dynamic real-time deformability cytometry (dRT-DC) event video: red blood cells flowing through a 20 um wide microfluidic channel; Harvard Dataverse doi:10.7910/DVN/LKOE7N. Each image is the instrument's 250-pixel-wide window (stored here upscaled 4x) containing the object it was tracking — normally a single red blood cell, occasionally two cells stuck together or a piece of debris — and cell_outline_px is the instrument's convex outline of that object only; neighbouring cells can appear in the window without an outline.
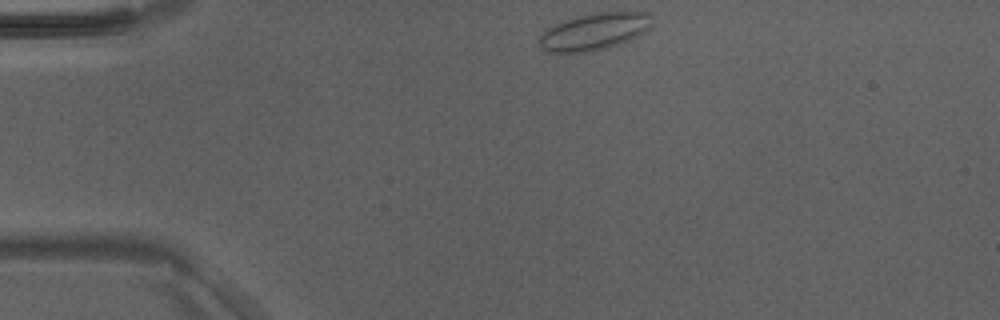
{"species": "Egyptian fruit bat (a non-hibernating species)", "species_latin": "Rousettus aegyptiacus", "temperature_condition": "room temperature", "stored_images_in_passage": 39, "camera_frame_rate_fps": 3000, "um_per_image_px": 0.085, "animal": {"sex": "male"}, "frame": {"image": 1, "passage_image": 1, "time_ms": 0.0, "image_size_px": [1000, 320], "cell_outline_px": [[652, 28], [640, 36], [620, 44], [588, 52], [564, 56], [556, 56], [540, 48], [536, 44], [536, 40], [548, 28], [560, 20], [592, 12], [648, 12], [652, 16]], "centroid_in_image_um": [50.45, 2.72], "position_along_channel_um": 34.6, "area_um2": 25.61}}
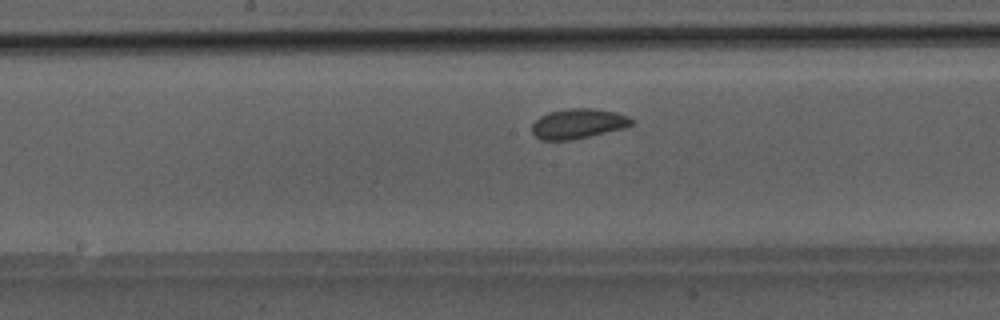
{"frame": {"image": 2, "passage_image": 16, "time_ms": 5.0, "image_size_px": [1000, 320], "cell_outline_px": [[636, 120], [632, 124], [624, 128], [572, 140], [540, 140], [532, 132], [532, 124], [540, 116], [552, 112], [572, 108], [592, 108], [616, 112], [628, 116]], "centroid_in_image_um": [49.16, 10.51], "position_along_channel_um": 199.0, "area_um2": 17.28}}
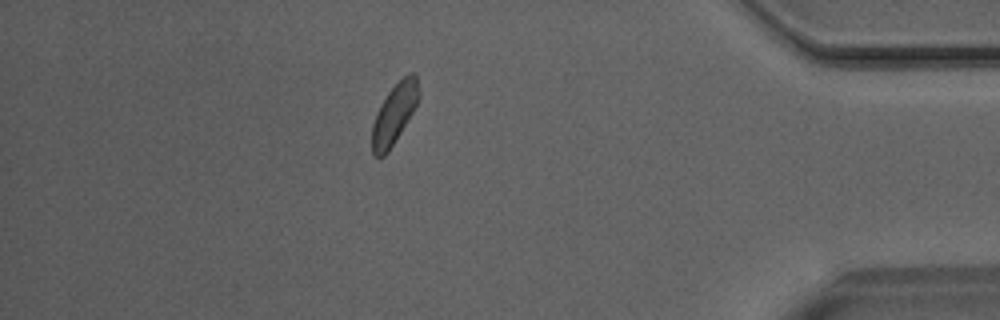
{"frame": {"image": 3, "passage_image": 33, "time_ms": 10.667, "image_size_px": [1000, 320], "cell_outline_px": [[420, 96], [412, 112], [388, 152], [384, 156], [372, 156], [372, 124], [376, 112], [380, 104], [388, 92], [408, 72], [416, 72], [420, 92]], "centroid_in_image_um": [33.51, 9.64], "position_along_channel_um": 401.7, "area_um2": 16.3}}